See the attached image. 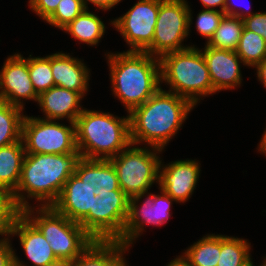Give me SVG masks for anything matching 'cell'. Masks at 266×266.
Wrapping results in <instances>:
<instances>
[{"instance_id": "obj_1", "label": "cell", "mask_w": 266, "mask_h": 266, "mask_svg": "<svg viewBox=\"0 0 266 266\" xmlns=\"http://www.w3.org/2000/svg\"><path fill=\"white\" fill-rule=\"evenodd\" d=\"M81 158L78 150L68 154L26 153L19 184L9 197L13 212H22L30 207L24 196L26 193L27 198H35L43 203L41 206H52L57 201L65 182L75 174Z\"/></svg>"}, {"instance_id": "obj_2", "label": "cell", "mask_w": 266, "mask_h": 266, "mask_svg": "<svg viewBox=\"0 0 266 266\" xmlns=\"http://www.w3.org/2000/svg\"><path fill=\"white\" fill-rule=\"evenodd\" d=\"M194 106L187 98L160 88L129 113L131 142L135 145L146 142L164 150Z\"/></svg>"}, {"instance_id": "obj_3", "label": "cell", "mask_w": 266, "mask_h": 266, "mask_svg": "<svg viewBox=\"0 0 266 266\" xmlns=\"http://www.w3.org/2000/svg\"><path fill=\"white\" fill-rule=\"evenodd\" d=\"M107 58L112 91L128 114L161 88L159 58L137 51L109 53Z\"/></svg>"}, {"instance_id": "obj_4", "label": "cell", "mask_w": 266, "mask_h": 266, "mask_svg": "<svg viewBox=\"0 0 266 266\" xmlns=\"http://www.w3.org/2000/svg\"><path fill=\"white\" fill-rule=\"evenodd\" d=\"M76 146L82 158L109 160L131 142L129 115L83 109L75 121Z\"/></svg>"}, {"instance_id": "obj_5", "label": "cell", "mask_w": 266, "mask_h": 266, "mask_svg": "<svg viewBox=\"0 0 266 266\" xmlns=\"http://www.w3.org/2000/svg\"><path fill=\"white\" fill-rule=\"evenodd\" d=\"M160 76L162 83L170 85L168 91L187 98L195 106L201 97L216 93L203 54L195 46L163 55Z\"/></svg>"}, {"instance_id": "obj_6", "label": "cell", "mask_w": 266, "mask_h": 266, "mask_svg": "<svg viewBox=\"0 0 266 266\" xmlns=\"http://www.w3.org/2000/svg\"><path fill=\"white\" fill-rule=\"evenodd\" d=\"M22 213L41 231L59 260L74 261L94 241L79 223L69 220L52 206H41L36 212L30 206Z\"/></svg>"}, {"instance_id": "obj_7", "label": "cell", "mask_w": 266, "mask_h": 266, "mask_svg": "<svg viewBox=\"0 0 266 266\" xmlns=\"http://www.w3.org/2000/svg\"><path fill=\"white\" fill-rule=\"evenodd\" d=\"M134 146L130 144L109 159L115 168L120 189L129 198L146 193L154 182L159 183L161 160L157 153L163 151L154 147L151 151L148 147Z\"/></svg>"}, {"instance_id": "obj_8", "label": "cell", "mask_w": 266, "mask_h": 266, "mask_svg": "<svg viewBox=\"0 0 266 266\" xmlns=\"http://www.w3.org/2000/svg\"><path fill=\"white\" fill-rule=\"evenodd\" d=\"M129 199L122 190L101 189L95 196L93 211H89L79 224L94 240L122 242Z\"/></svg>"}, {"instance_id": "obj_9", "label": "cell", "mask_w": 266, "mask_h": 266, "mask_svg": "<svg viewBox=\"0 0 266 266\" xmlns=\"http://www.w3.org/2000/svg\"><path fill=\"white\" fill-rule=\"evenodd\" d=\"M185 0H159L158 18L152 44L144 51L161 58L171 52L181 51L191 46H182L189 35L192 15Z\"/></svg>"}, {"instance_id": "obj_10", "label": "cell", "mask_w": 266, "mask_h": 266, "mask_svg": "<svg viewBox=\"0 0 266 266\" xmlns=\"http://www.w3.org/2000/svg\"><path fill=\"white\" fill-rule=\"evenodd\" d=\"M97 159L81 158L75 174L65 182L63 189L52 207L69 220L79 223L93 204L97 191Z\"/></svg>"}, {"instance_id": "obj_11", "label": "cell", "mask_w": 266, "mask_h": 266, "mask_svg": "<svg viewBox=\"0 0 266 266\" xmlns=\"http://www.w3.org/2000/svg\"><path fill=\"white\" fill-rule=\"evenodd\" d=\"M21 139L27 154H68L77 151L75 123L24 116Z\"/></svg>"}, {"instance_id": "obj_12", "label": "cell", "mask_w": 266, "mask_h": 266, "mask_svg": "<svg viewBox=\"0 0 266 266\" xmlns=\"http://www.w3.org/2000/svg\"><path fill=\"white\" fill-rule=\"evenodd\" d=\"M159 0H139L122 17L111 21L130 46L128 51L144 52L153 41Z\"/></svg>"}, {"instance_id": "obj_13", "label": "cell", "mask_w": 266, "mask_h": 266, "mask_svg": "<svg viewBox=\"0 0 266 266\" xmlns=\"http://www.w3.org/2000/svg\"><path fill=\"white\" fill-rule=\"evenodd\" d=\"M160 193V195H156L146 192L129 199L128 216L124 225L123 241L121 242L125 246L132 245L133 241L144 230V226L149 224L161 226L168 221L171 216V204L176 201L161 189ZM145 194L147 198L139 207L138 202Z\"/></svg>"}, {"instance_id": "obj_14", "label": "cell", "mask_w": 266, "mask_h": 266, "mask_svg": "<svg viewBox=\"0 0 266 266\" xmlns=\"http://www.w3.org/2000/svg\"><path fill=\"white\" fill-rule=\"evenodd\" d=\"M7 236H19L21 247L33 266H49L59 260L41 231L22 213L13 212L8 223ZM14 252V266H26Z\"/></svg>"}, {"instance_id": "obj_15", "label": "cell", "mask_w": 266, "mask_h": 266, "mask_svg": "<svg viewBox=\"0 0 266 266\" xmlns=\"http://www.w3.org/2000/svg\"><path fill=\"white\" fill-rule=\"evenodd\" d=\"M28 72V58L15 53L4 62L0 71V100L24 109L23 100L38 101Z\"/></svg>"}, {"instance_id": "obj_16", "label": "cell", "mask_w": 266, "mask_h": 266, "mask_svg": "<svg viewBox=\"0 0 266 266\" xmlns=\"http://www.w3.org/2000/svg\"><path fill=\"white\" fill-rule=\"evenodd\" d=\"M200 165L195 160H177L159 167V188L176 202H185L197 185Z\"/></svg>"}, {"instance_id": "obj_17", "label": "cell", "mask_w": 266, "mask_h": 266, "mask_svg": "<svg viewBox=\"0 0 266 266\" xmlns=\"http://www.w3.org/2000/svg\"><path fill=\"white\" fill-rule=\"evenodd\" d=\"M211 83L215 92L235 88L241 84L240 63H243L236 51L216 49L205 45L202 51Z\"/></svg>"}, {"instance_id": "obj_18", "label": "cell", "mask_w": 266, "mask_h": 266, "mask_svg": "<svg viewBox=\"0 0 266 266\" xmlns=\"http://www.w3.org/2000/svg\"><path fill=\"white\" fill-rule=\"evenodd\" d=\"M83 96L79 92L53 86L39 95L38 103L44 112L45 120H59L67 118L69 123H75L83 108L80 101Z\"/></svg>"}, {"instance_id": "obj_19", "label": "cell", "mask_w": 266, "mask_h": 266, "mask_svg": "<svg viewBox=\"0 0 266 266\" xmlns=\"http://www.w3.org/2000/svg\"><path fill=\"white\" fill-rule=\"evenodd\" d=\"M82 60L57 52L51 55V71L55 86L79 92L83 97L88 91L89 69Z\"/></svg>"}, {"instance_id": "obj_20", "label": "cell", "mask_w": 266, "mask_h": 266, "mask_svg": "<svg viewBox=\"0 0 266 266\" xmlns=\"http://www.w3.org/2000/svg\"><path fill=\"white\" fill-rule=\"evenodd\" d=\"M25 155L22 139L0 147V191L8 198L19 184Z\"/></svg>"}, {"instance_id": "obj_21", "label": "cell", "mask_w": 266, "mask_h": 266, "mask_svg": "<svg viewBox=\"0 0 266 266\" xmlns=\"http://www.w3.org/2000/svg\"><path fill=\"white\" fill-rule=\"evenodd\" d=\"M129 247L120 241H98L92 244L74 261L72 266H126L123 254ZM124 252V253H123Z\"/></svg>"}, {"instance_id": "obj_22", "label": "cell", "mask_w": 266, "mask_h": 266, "mask_svg": "<svg viewBox=\"0 0 266 266\" xmlns=\"http://www.w3.org/2000/svg\"><path fill=\"white\" fill-rule=\"evenodd\" d=\"M105 28V24L97 15L85 9L62 30L70 33L79 42L92 46L98 44L105 33Z\"/></svg>"}, {"instance_id": "obj_23", "label": "cell", "mask_w": 266, "mask_h": 266, "mask_svg": "<svg viewBox=\"0 0 266 266\" xmlns=\"http://www.w3.org/2000/svg\"><path fill=\"white\" fill-rule=\"evenodd\" d=\"M183 256L193 266H217L221 254V235L208 234L195 242Z\"/></svg>"}, {"instance_id": "obj_24", "label": "cell", "mask_w": 266, "mask_h": 266, "mask_svg": "<svg viewBox=\"0 0 266 266\" xmlns=\"http://www.w3.org/2000/svg\"><path fill=\"white\" fill-rule=\"evenodd\" d=\"M23 109L0 100V147L21 140Z\"/></svg>"}, {"instance_id": "obj_25", "label": "cell", "mask_w": 266, "mask_h": 266, "mask_svg": "<svg viewBox=\"0 0 266 266\" xmlns=\"http://www.w3.org/2000/svg\"><path fill=\"white\" fill-rule=\"evenodd\" d=\"M244 29V22L238 17L224 16L210 39L208 46L216 49L236 51Z\"/></svg>"}, {"instance_id": "obj_26", "label": "cell", "mask_w": 266, "mask_h": 266, "mask_svg": "<svg viewBox=\"0 0 266 266\" xmlns=\"http://www.w3.org/2000/svg\"><path fill=\"white\" fill-rule=\"evenodd\" d=\"M245 239L221 235V254L217 266H245L252 259Z\"/></svg>"}, {"instance_id": "obj_27", "label": "cell", "mask_w": 266, "mask_h": 266, "mask_svg": "<svg viewBox=\"0 0 266 266\" xmlns=\"http://www.w3.org/2000/svg\"><path fill=\"white\" fill-rule=\"evenodd\" d=\"M236 53L243 61V65L255 67L266 58V41L262 36L244 27Z\"/></svg>"}, {"instance_id": "obj_28", "label": "cell", "mask_w": 266, "mask_h": 266, "mask_svg": "<svg viewBox=\"0 0 266 266\" xmlns=\"http://www.w3.org/2000/svg\"><path fill=\"white\" fill-rule=\"evenodd\" d=\"M28 72L38 95L55 86L51 71V55L46 57H31L30 55L28 57Z\"/></svg>"}, {"instance_id": "obj_29", "label": "cell", "mask_w": 266, "mask_h": 266, "mask_svg": "<svg viewBox=\"0 0 266 266\" xmlns=\"http://www.w3.org/2000/svg\"><path fill=\"white\" fill-rule=\"evenodd\" d=\"M84 10L83 0H60L56 10L46 22L62 30Z\"/></svg>"}, {"instance_id": "obj_30", "label": "cell", "mask_w": 266, "mask_h": 266, "mask_svg": "<svg viewBox=\"0 0 266 266\" xmlns=\"http://www.w3.org/2000/svg\"><path fill=\"white\" fill-rule=\"evenodd\" d=\"M97 183L96 191L121 190L118 177L113 164L109 160L97 159Z\"/></svg>"}, {"instance_id": "obj_31", "label": "cell", "mask_w": 266, "mask_h": 266, "mask_svg": "<svg viewBox=\"0 0 266 266\" xmlns=\"http://www.w3.org/2000/svg\"><path fill=\"white\" fill-rule=\"evenodd\" d=\"M196 29L199 34L207 38L208 43L213 37L215 30L219 27L222 18L225 16L224 12L220 10H202L197 14Z\"/></svg>"}, {"instance_id": "obj_32", "label": "cell", "mask_w": 266, "mask_h": 266, "mask_svg": "<svg viewBox=\"0 0 266 266\" xmlns=\"http://www.w3.org/2000/svg\"><path fill=\"white\" fill-rule=\"evenodd\" d=\"M244 27L262 36L266 41V12H256L243 19Z\"/></svg>"}, {"instance_id": "obj_33", "label": "cell", "mask_w": 266, "mask_h": 266, "mask_svg": "<svg viewBox=\"0 0 266 266\" xmlns=\"http://www.w3.org/2000/svg\"><path fill=\"white\" fill-rule=\"evenodd\" d=\"M60 0H29V6L45 21L54 13Z\"/></svg>"}, {"instance_id": "obj_34", "label": "cell", "mask_w": 266, "mask_h": 266, "mask_svg": "<svg viewBox=\"0 0 266 266\" xmlns=\"http://www.w3.org/2000/svg\"><path fill=\"white\" fill-rule=\"evenodd\" d=\"M13 213V210L9 203V198L0 191V235L5 236L9 219Z\"/></svg>"}, {"instance_id": "obj_35", "label": "cell", "mask_w": 266, "mask_h": 266, "mask_svg": "<svg viewBox=\"0 0 266 266\" xmlns=\"http://www.w3.org/2000/svg\"><path fill=\"white\" fill-rule=\"evenodd\" d=\"M5 236L0 239V266H14V250L9 241L10 237L7 234Z\"/></svg>"}, {"instance_id": "obj_36", "label": "cell", "mask_w": 266, "mask_h": 266, "mask_svg": "<svg viewBox=\"0 0 266 266\" xmlns=\"http://www.w3.org/2000/svg\"><path fill=\"white\" fill-rule=\"evenodd\" d=\"M232 4H233L232 0H226L225 6H224L225 16L238 17V18L243 20L246 17L252 16L253 14H255V13H252L251 11L249 12L248 11L249 9H247V7H246V10H245L246 12L244 10L238 11L236 9V7H235V4H233V5Z\"/></svg>"}, {"instance_id": "obj_37", "label": "cell", "mask_w": 266, "mask_h": 266, "mask_svg": "<svg viewBox=\"0 0 266 266\" xmlns=\"http://www.w3.org/2000/svg\"><path fill=\"white\" fill-rule=\"evenodd\" d=\"M94 4L97 8L101 10H108L114 7L116 4L121 2V0H83L85 9H88V2Z\"/></svg>"}, {"instance_id": "obj_38", "label": "cell", "mask_w": 266, "mask_h": 266, "mask_svg": "<svg viewBox=\"0 0 266 266\" xmlns=\"http://www.w3.org/2000/svg\"><path fill=\"white\" fill-rule=\"evenodd\" d=\"M202 5L206 8V10H217L214 7L221 8L220 11L224 12V6L226 0H200Z\"/></svg>"}, {"instance_id": "obj_39", "label": "cell", "mask_w": 266, "mask_h": 266, "mask_svg": "<svg viewBox=\"0 0 266 266\" xmlns=\"http://www.w3.org/2000/svg\"><path fill=\"white\" fill-rule=\"evenodd\" d=\"M255 68H257V77L259 81H261V83L266 88V58H264L259 64H257Z\"/></svg>"}, {"instance_id": "obj_40", "label": "cell", "mask_w": 266, "mask_h": 266, "mask_svg": "<svg viewBox=\"0 0 266 266\" xmlns=\"http://www.w3.org/2000/svg\"><path fill=\"white\" fill-rule=\"evenodd\" d=\"M167 266H193V265L189 261H187L182 255L174 260H171V262L168 263Z\"/></svg>"}, {"instance_id": "obj_41", "label": "cell", "mask_w": 266, "mask_h": 266, "mask_svg": "<svg viewBox=\"0 0 266 266\" xmlns=\"http://www.w3.org/2000/svg\"><path fill=\"white\" fill-rule=\"evenodd\" d=\"M261 139L262 140L260 141L258 150L261 151L262 153L266 154V130L264 131L263 137Z\"/></svg>"}, {"instance_id": "obj_42", "label": "cell", "mask_w": 266, "mask_h": 266, "mask_svg": "<svg viewBox=\"0 0 266 266\" xmlns=\"http://www.w3.org/2000/svg\"><path fill=\"white\" fill-rule=\"evenodd\" d=\"M49 266H72V263L68 260H57L56 262L51 263Z\"/></svg>"}, {"instance_id": "obj_43", "label": "cell", "mask_w": 266, "mask_h": 266, "mask_svg": "<svg viewBox=\"0 0 266 266\" xmlns=\"http://www.w3.org/2000/svg\"><path fill=\"white\" fill-rule=\"evenodd\" d=\"M245 266H254L253 265V262L252 261H250L247 265H245ZM261 266V265H260Z\"/></svg>"}, {"instance_id": "obj_44", "label": "cell", "mask_w": 266, "mask_h": 266, "mask_svg": "<svg viewBox=\"0 0 266 266\" xmlns=\"http://www.w3.org/2000/svg\"><path fill=\"white\" fill-rule=\"evenodd\" d=\"M265 259H264L263 263L261 264V266H266V260Z\"/></svg>"}]
</instances>
